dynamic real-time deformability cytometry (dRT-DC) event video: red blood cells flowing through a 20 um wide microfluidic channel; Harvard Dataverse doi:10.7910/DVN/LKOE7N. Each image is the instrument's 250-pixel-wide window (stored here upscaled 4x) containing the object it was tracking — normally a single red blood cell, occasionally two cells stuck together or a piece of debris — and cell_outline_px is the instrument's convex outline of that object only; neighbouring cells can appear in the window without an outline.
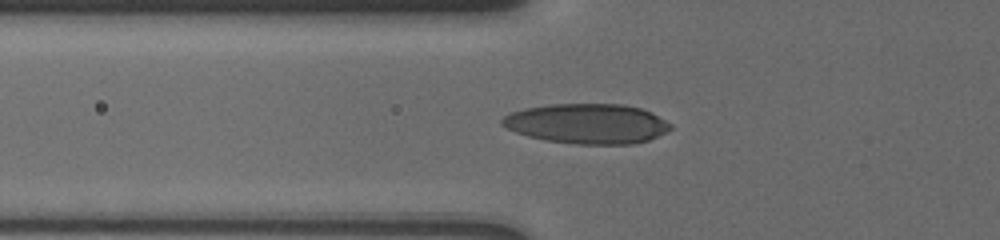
{"species": "human", "species_latin": "Homo sapiens", "temperature_condition": "cold", "stored_images_in_passage": 52, "camera_frame_rate_fps": 3000, "um_per_image_px": 0.085, "donor": {"sex": "male"}, "frame": {"image": 1, "passage_image": 14, "time_ms": 3.667, "image_size_px": [1000, 240], "cell_outline_px": [[672, 128], [648, 140], [632, 144], [576, 144], [544, 140], [528, 136], [516, 132], [500, 124], [500, 120], [504, 116], [512, 112], [524, 108], [548, 104], [624, 104], [640, 108], [652, 112], [672, 124]], "centroid_in_image_um": [49.9, 10.5], "position_along_channel_um": 75.9, "area_um2": 39.25}}
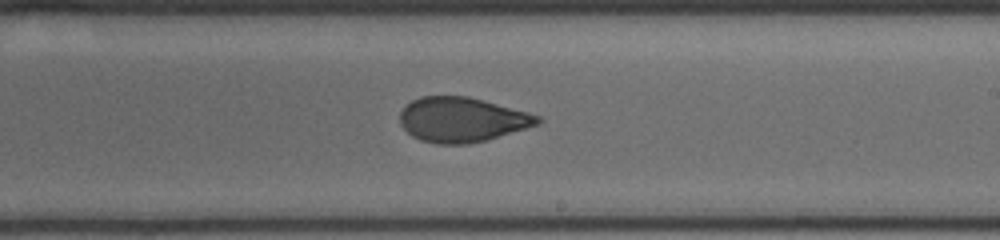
{"frame": {"image": 2, "passage_image": 27, "time_ms": 8.333, "image_size_px": [1000, 240], "cell_outline_px": [[544, 120], [540, 124], [488, 140], [468, 144], [436, 144], [420, 140], [412, 136], [400, 124], [400, 112], [412, 100], [420, 96], [468, 96], [484, 100], [528, 112], [540, 116]], "centroid_in_image_um": [39.29, 10.17], "position_along_channel_um": 249.7, "area_um2": 36.13}}
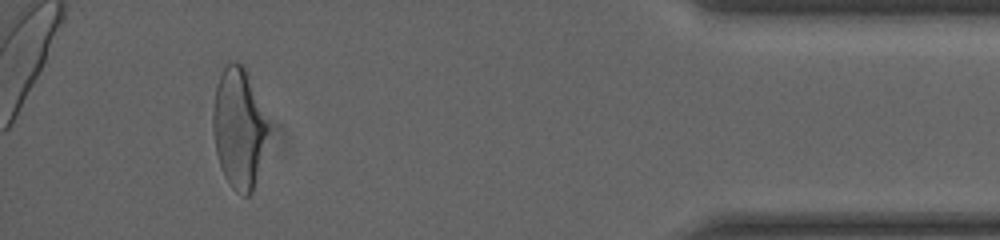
{"frame": {"image": 3, "passage_image": 47, "time_ms": 14.0, "image_size_px": [1000, 240], "cell_outline_px": [[268, 128], [252, 192], [248, 196], [244, 196], [236, 192], [228, 184], [224, 176], [216, 152], [212, 124], [212, 116], [216, 84], [224, 68], [232, 60], [240, 64], [244, 68], [248, 76]], "centroid_in_image_um": [20.23, 10.92], "position_along_channel_um": 415.0, "area_um2": 37.22}, "authors_computed_cell_mechanics": {"area_um2": 36.2406, "velocity_mm_per_s": 3.7447, "shape_relaxation_time_tau1_ms": 9.0424, "shape_relaxation_time_tau2_ms": 1.4185, "deformation_change_tau1": 0.2216, "deformation_change_tau2": 0.0788}}